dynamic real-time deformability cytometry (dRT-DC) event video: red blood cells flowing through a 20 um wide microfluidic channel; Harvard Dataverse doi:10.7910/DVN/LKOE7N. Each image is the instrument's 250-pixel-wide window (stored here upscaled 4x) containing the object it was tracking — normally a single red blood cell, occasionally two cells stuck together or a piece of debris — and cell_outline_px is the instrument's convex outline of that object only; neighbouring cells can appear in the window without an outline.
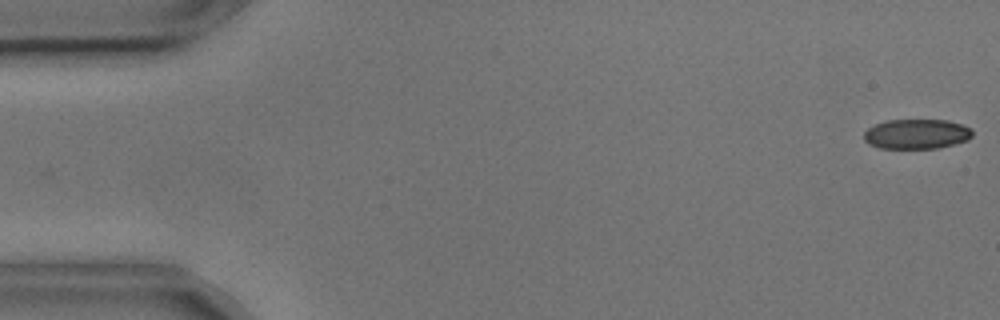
{"species": "common noctule bat (a hibernating species)", "species_latin": "Nyctalus noctula", "temperature_condition": "cold", "stored_images_in_passage": 14, "camera_frame_rate_fps": 3000, "um_per_image_px": 0.085, "animal": {"sex": "male", "body_mass_g": 17.9, "forearm_length_mm": 54.2}, "frame": {"image": 1, "passage_image": 1, "time_ms": 0.0, "image_size_px": [1000, 320], "cell_outline_px": [[972, 136], [968, 140], [936, 148], [880, 148], [868, 144], [864, 140], [864, 132], [868, 128], [876, 124], [888, 120], [948, 120], [972, 128]], "centroid_in_image_um": [77.9, 11.39], "position_along_channel_um": 7.1, "area_um2": 18.79}}
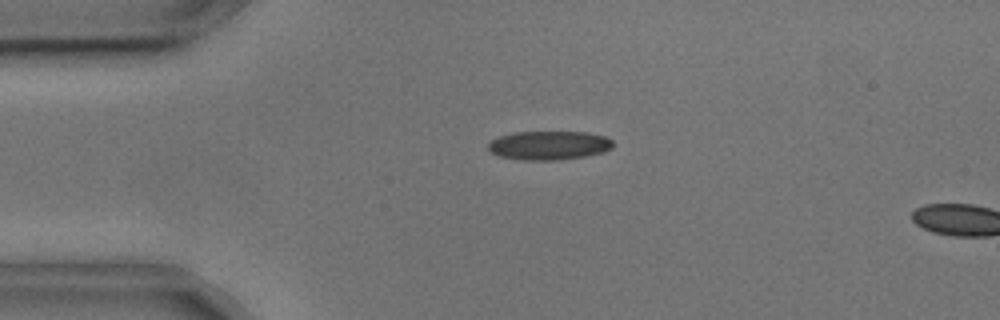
{"frame": {"image": 2, "passage_image": 12, "time_ms": 3.667, "image_size_px": [1000, 320], "cell_outline_px": [[612, 148], [604, 152], [584, 156], [556, 160], [524, 160], [500, 156], [492, 152], [488, 148], [488, 144], [492, 140], [500, 136], [516, 132], [588, 132], [604, 136], [612, 140]], "centroid_in_image_um": [46.68, 12.35], "position_along_channel_um": 38.3, "area_um2": 20.81}}